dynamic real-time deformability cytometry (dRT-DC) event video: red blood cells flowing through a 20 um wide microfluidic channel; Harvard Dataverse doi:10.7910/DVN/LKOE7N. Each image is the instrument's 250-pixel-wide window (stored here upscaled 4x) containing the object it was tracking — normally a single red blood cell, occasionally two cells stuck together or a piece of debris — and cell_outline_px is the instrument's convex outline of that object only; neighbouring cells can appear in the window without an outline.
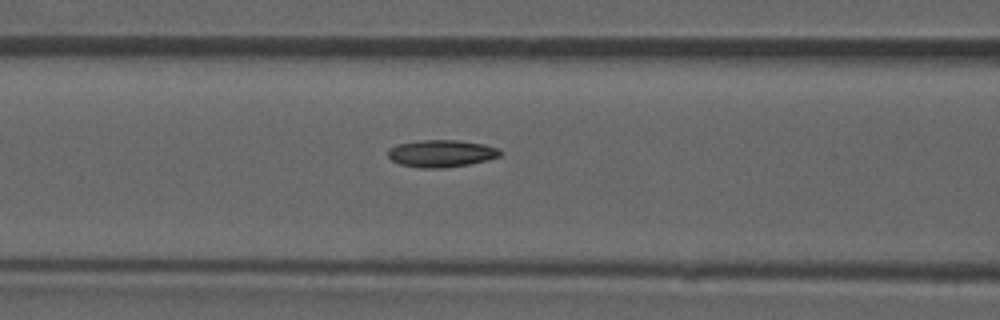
{"species": "common noctule bat (a hibernating species)", "species_latin": "Nyctalus noctula", "temperature_condition": "room temperature", "stored_images_in_passage": 45, "camera_frame_rate_fps": 3000, "um_per_image_px": 0.085, "animal": {"sex": "male", "forearm_length_mm": 52.5}, "frame": {"image": 1, "passage_image": 14, "time_ms": 4.333, "image_size_px": [1000, 320], "cell_outline_px": [[500, 156], [488, 160], [468, 164], [444, 168], [420, 168], [400, 164], [392, 160], [388, 156], [388, 148], [396, 144], [420, 140], [456, 140], [484, 144], [496, 148], [500, 152]], "centroid_in_image_um": [37.47, 13.04], "position_along_channel_um": 129.1, "area_um2": 17.74}, "authors_computed_cell_mechanics": {"area_um2": 17.051, "velocity_mm_per_s": 3.8643, "shape_relaxation_time_tau1_ms": null, "shape_relaxation_time_tau2_ms": 4.949, "deformation_change_tau1": null, "deformation_change_tau2": 0.133}}